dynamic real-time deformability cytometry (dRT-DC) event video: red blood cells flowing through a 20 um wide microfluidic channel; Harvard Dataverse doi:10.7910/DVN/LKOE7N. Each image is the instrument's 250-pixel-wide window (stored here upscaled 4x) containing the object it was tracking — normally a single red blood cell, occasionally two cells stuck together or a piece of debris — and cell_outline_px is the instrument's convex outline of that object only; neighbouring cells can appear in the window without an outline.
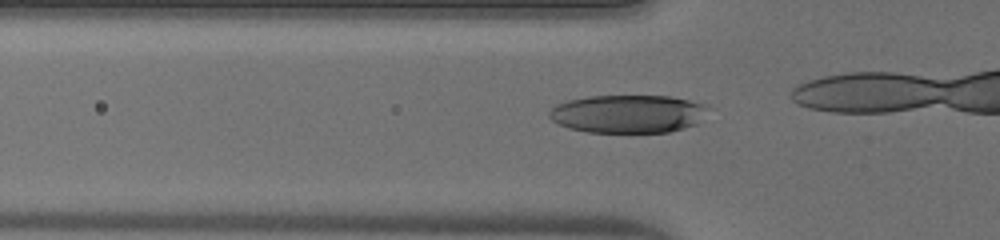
{"species": "human", "species_latin": "Homo sapiens", "temperature_condition": "warm", "stored_images_in_passage": 15, "camera_frame_rate_fps": 3000, "um_per_image_px": 0.085, "donor": {"sex": "male"}, "frame": {"image": 1, "passage_image": 3, "time_ms": 0.667, "image_size_px": [1000, 240], "cell_outline_px": [[712, 108], [700, 124], [668, 132], [588, 132], [568, 128], [552, 120], [548, 116], [548, 112], [556, 104], [568, 100], [588, 96], [672, 96], [708, 104]], "centroid_in_image_um": [53.47, 9.67], "position_along_channel_um": 72.3, "area_um2": 35.89}}
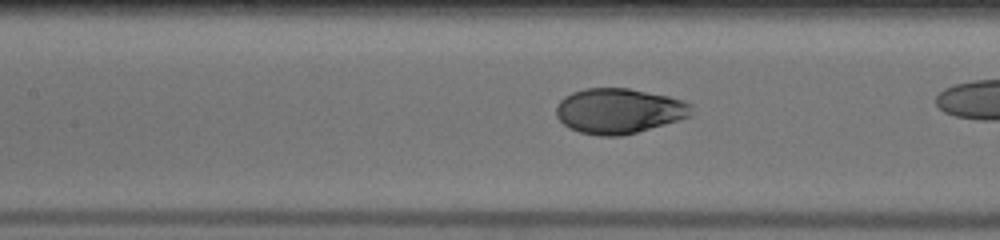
{"frame": {"image": 2, "passage_image": 9, "time_ms": 2.667, "image_size_px": [1000, 240], "cell_outline_px": [[692, 116], [636, 132], [620, 136], [600, 136], [580, 132], [568, 128], [556, 116], [556, 104], [564, 96], [572, 92], [584, 88], [628, 88], [668, 96], [684, 100], [692, 104]], "centroid_in_image_um": [52.59, 9.42], "position_along_channel_um": 154.8, "area_um2": 35.72}}